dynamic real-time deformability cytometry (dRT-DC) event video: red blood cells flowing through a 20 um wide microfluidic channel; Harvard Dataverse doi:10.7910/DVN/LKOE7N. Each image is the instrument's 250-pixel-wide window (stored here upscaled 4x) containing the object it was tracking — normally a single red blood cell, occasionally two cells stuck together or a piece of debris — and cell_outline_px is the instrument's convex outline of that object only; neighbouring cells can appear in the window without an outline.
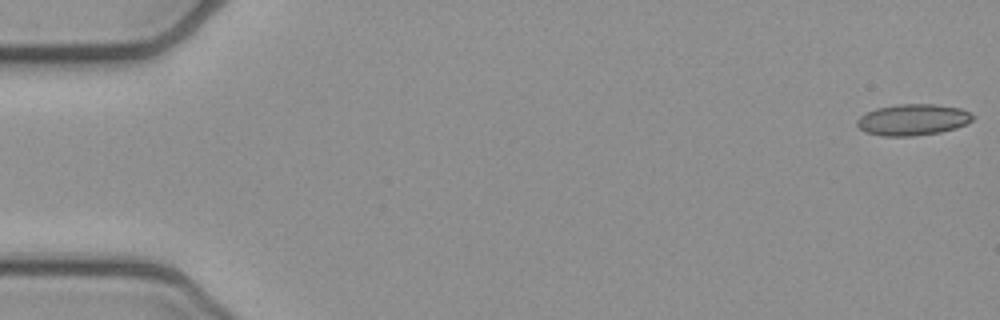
{"species": "common noctule bat (a hibernating species)", "species_latin": "Nyctalus noctula", "temperature_condition": "cold", "stored_images_in_passage": 9, "camera_frame_rate_fps": 3000, "um_per_image_px": 0.085, "animal": {"sex": "female", "body_mass_g": 21.9}, "frame": {"image": 1, "passage_image": 1, "time_ms": 0.0, "image_size_px": [1000, 320], "cell_outline_px": [[976, 116], [972, 120], [956, 128], [940, 132], [912, 136], [880, 136], [864, 132], [856, 124], [856, 120], [860, 116], [876, 108], [900, 104], [936, 104], [960, 108]], "centroid_in_image_um": [77.57, 10.18], "position_along_channel_um": 7.4, "area_um2": 21.1}}